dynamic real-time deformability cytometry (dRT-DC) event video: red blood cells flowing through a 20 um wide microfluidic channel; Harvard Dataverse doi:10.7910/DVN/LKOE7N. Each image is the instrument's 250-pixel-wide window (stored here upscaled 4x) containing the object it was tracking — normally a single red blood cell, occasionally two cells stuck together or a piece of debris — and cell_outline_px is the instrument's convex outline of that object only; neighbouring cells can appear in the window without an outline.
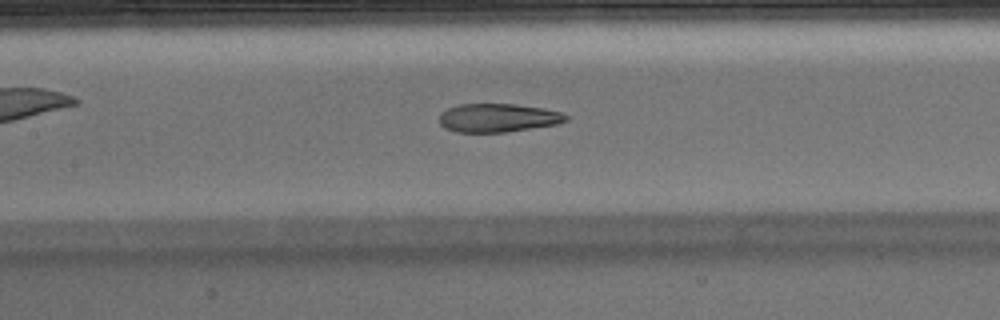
{"species": "Egyptian fruit bat (a non-hibernating species)", "species_latin": "Rousettus aegyptiacus", "temperature_condition": "warm", "stored_images_in_passage": 49, "camera_frame_rate_fps": 3000, "um_per_image_px": 0.085, "animal": {"sex": "male"}, "frame": {"image": 1, "passage_image": 22, "time_ms": 7.0, "image_size_px": [1000, 320], "cell_outline_px": [[568, 120], [556, 124], [504, 132], [456, 132], [444, 128], [440, 124], [440, 112], [448, 108], [460, 104], [516, 104], [544, 108], [560, 112], [568, 116]], "centroid_in_image_um": [42.3, 10.01], "position_along_channel_um": 165.1, "area_um2": 20.98}}